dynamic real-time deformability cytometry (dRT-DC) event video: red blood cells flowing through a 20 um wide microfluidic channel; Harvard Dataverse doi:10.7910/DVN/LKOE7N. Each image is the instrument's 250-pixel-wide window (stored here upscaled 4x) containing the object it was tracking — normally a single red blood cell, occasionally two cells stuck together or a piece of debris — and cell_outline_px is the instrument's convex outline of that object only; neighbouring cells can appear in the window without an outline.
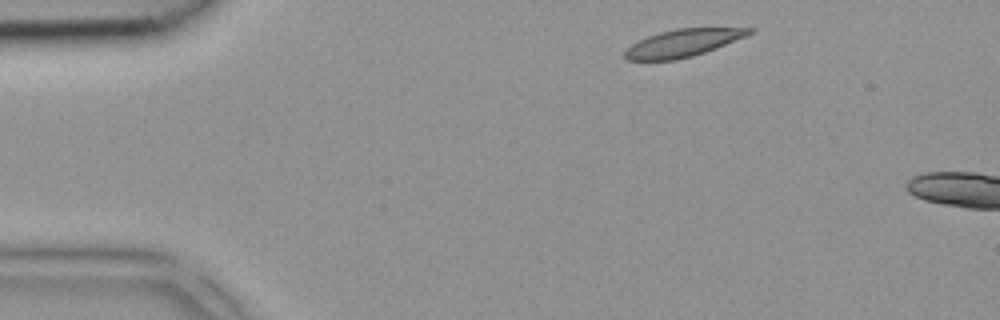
{"species": "common noctule bat (a hibernating species)", "species_latin": "Nyctalus noctula", "temperature_condition": "room temperature", "stored_images_in_passage": 2, "camera_frame_rate_fps": 3000, "um_per_image_px": 0.085, "animal": {"sex": "female", "body_mass_g": 18.4}, "frame": {"image": 1, "passage_image": 1, "time_ms": 0.0, "image_size_px": [1000, 320], "cell_outline_px": [[756, 28], [752, 32], [744, 36], [716, 48], [692, 56], [676, 60], [628, 60], [624, 56], [624, 52], [632, 44], [648, 36], [660, 32], [676, 28]], "centroid_in_image_um": [58.02, 3.65], "position_along_channel_um": 27.0, "area_um2": 19.54}}